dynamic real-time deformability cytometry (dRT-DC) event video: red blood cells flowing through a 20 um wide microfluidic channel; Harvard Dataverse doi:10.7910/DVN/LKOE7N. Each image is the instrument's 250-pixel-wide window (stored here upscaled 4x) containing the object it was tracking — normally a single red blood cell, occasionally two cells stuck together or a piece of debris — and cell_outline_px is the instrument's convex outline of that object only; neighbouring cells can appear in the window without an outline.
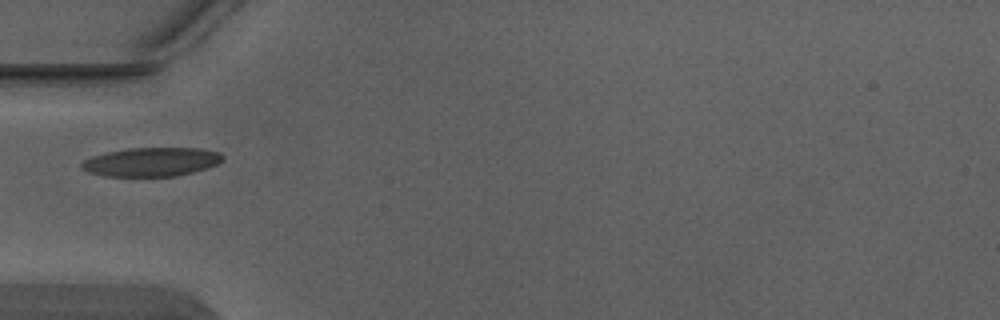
{"species": "Egyptian fruit bat (a non-hibernating species)", "species_latin": "Rousettus aegyptiacus", "temperature_condition": "warm", "stored_images_in_passage": 5, "camera_frame_rate_fps": 3000, "um_per_image_px": 0.085, "animal": {"sex": "male"}, "frame": {"image": 1, "passage_image": 4, "time_ms": 1.0, "image_size_px": [1000, 320], "cell_outline_px": [[224, 156], [216, 164], [208, 168], [176, 176], [104, 176], [88, 172], [80, 168], [80, 164], [84, 160], [92, 156], [108, 152], [128, 148], [200, 148], [220, 152]], "centroid_in_image_um": [12.85, 13.76], "position_along_channel_um": 72.2, "area_um2": 23.7}}
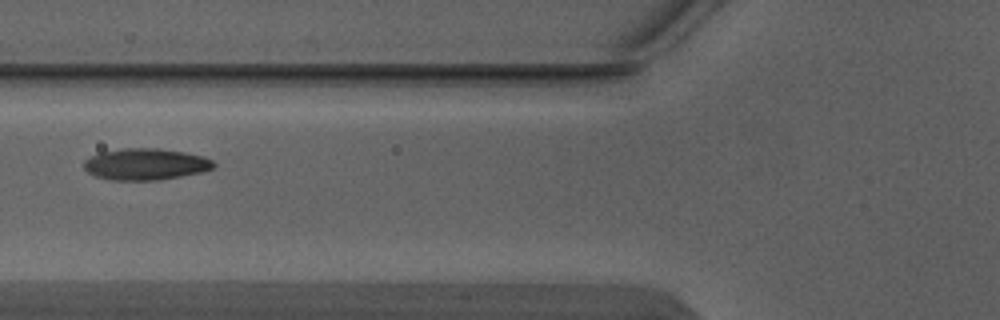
{"frame": {"image": 2, "passage_image": 5, "time_ms": 1.333, "image_size_px": [1000, 320], "cell_outline_px": [[216, 164], [212, 168], [200, 172], [160, 180], [112, 180], [96, 176], [88, 172], [84, 168], [84, 160], [100, 152], [124, 148], [156, 148], [184, 152], [204, 156], [212, 160]], "centroid_in_image_um": [12.37, 13.95], "position_along_channel_um": 113.4, "area_um2": 23.7}}